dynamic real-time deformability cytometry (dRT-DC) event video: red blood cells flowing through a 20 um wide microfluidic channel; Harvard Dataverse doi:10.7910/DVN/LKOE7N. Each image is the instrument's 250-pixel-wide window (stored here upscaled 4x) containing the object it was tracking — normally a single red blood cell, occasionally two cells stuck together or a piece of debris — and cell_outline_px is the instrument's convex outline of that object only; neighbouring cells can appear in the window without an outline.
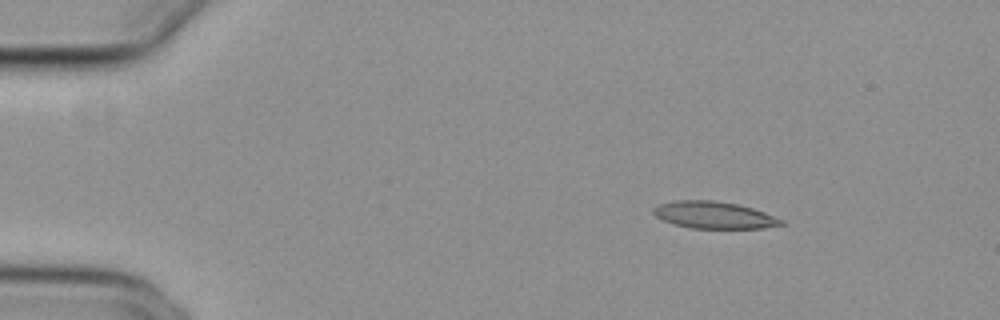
{"species": "common noctule bat (a hibernating species)", "species_latin": "Nyctalus noctula", "temperature_condition": "cold", "stored_images_in_passage": 48, "camera_frame_rate_fps": 3000, "um_per_image_px": 0.085, "animal": {"sex": "female", "body_mass_g": 29.2, "forearm_length_mm": 56.3}, "frame": {"image": 1, "passage_image": 1, "time_ms": 0.0, "image_size_px": [1000, 320], "cell_outline_px": [[784, 224], [764, 228], [688, 228], [664, 220], [656, 216], [652, 212], [652, 208], [660, 204], [676, 200], [712, 200], [740, 204], [764, 212], [784, 220]], "centroid_in_image_um": [60.7, 18.27], "position_along_channel_um": 24.3, "area_um2": 20.06}}
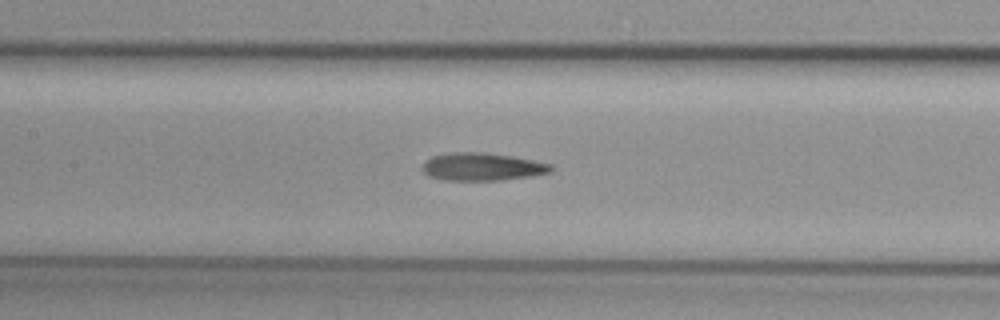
{"frame": {"image": 2, "passage_image": 19, "time_ms": 6.0, "image_size_px": [1000, 320], "cell_outline_px": [[556, 168], [552, 172], [532, 176], [500, 180], [444, 180], [428, 176], [424, 172], [424, 164], [432, 156], [452, 152], [484, 152], [512, 156], [552, 164]], "centroid_in_image_um": [41.05, 14.17], "position_along_channel_um": 166.4, "area_um2": 20.81}}
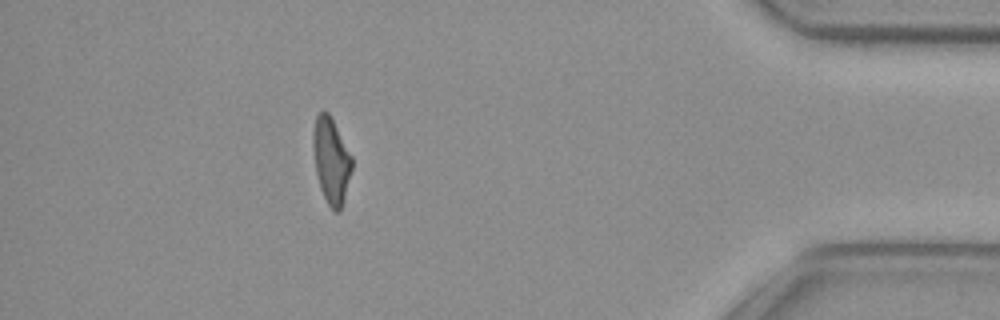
{"frame": {"image": 3, "passage_image": 42, "time_ms": 13.667, "image_size_px": [1000, 320], "cell_outline_px": [[352, 168], [344, 200], [340, 212], [336, 212], [328, 204], [320, 188], [316, 172], [312, 144], [312, 132], [316, 116], [320, 112], [328, 112], [352, 156]], "centroid_in_image_um": [28.14, 13.65], "position_along_channel_um": 407.1, "area_um2": 19.25}, "authors_computed_cell_mechanics": {"area_um2": 20.3167, "velocity_mm_per_s": 3.7812, "shape_relaxation_time_tau1_ms": null, "shape_relaxation_time_tau2_ms": 6.0167, "deformation_change_tau1": null, "deformation_change_tau2": 0.1923}}